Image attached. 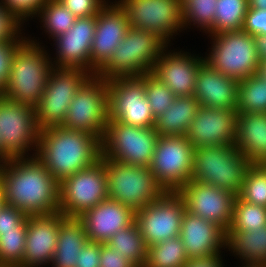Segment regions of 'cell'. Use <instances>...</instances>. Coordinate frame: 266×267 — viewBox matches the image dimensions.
I'll return each instance as SVG.
<instances>
[{"mask_svg":"<svg viewBox=\"0 0 266 267\" xmlns=\"http://www.w3.org/2000/svg\"><path fill=\"white\" fill-rule=\"evenodd\" d=\"M0 164L4 204L27 216L59 212L60 182L37 158H12ZM8 166V167H7Z\"/></svg>","mask_w":266,"mask_h":267,"instance_id":"6da1fadb","label":"cell"},{"mask_svg":"<svg viewBox=\"0 0 266 267\" xmlns=\"http://www.w3.org/2000/svg\"><path fill=\"white\" fill-rule=\"evenodd\" d=\"M36 151L35 156L61 182L100 160L102 145L101 139L91 133L57 126L40 131Z\"/></svg>","mask_w":266,"mask_h":267,"instance_id":"7a4b0ae2","label":"cell"},{"mask_svg":"<svg viewBox=\"0 0 266 267\" xmlns=\"http://www.w3.org/2000/svg\"><path fill=\"white\" fill-rule=\"evenodd\" d=\"M44 53L39 44L23 40L12 58L9 79L0 95L10 101L35 107L54 66Z\"/></svg>","mask_w":266,"mask_h":267,"instance_id":"3957f363","label":"cell"},{"mask_svg":"<svg viewBox=\"0 0 266 267\" xmlns=\"http://www.w3.org/2000/svg\"><path fill=\"white\" fill-rule=\"evenodd\" d=\"M250 166L235 145L201 146L194 149L190 181L225 189L237 196Z\"/></svg>","mask_w":266,"mask_h":267,"instance_id":"277c9868","label":"cell"},{"mask_svg":"<svg viewBox=\"0 0 266 267\" xmlns=\"http://www.w3.org/2000/svg\"><path fill=\"white\" fill-rule=\"evenodd\" d=\"M167 43L151 31L129 28L109 60L96 72L102 79L141 76L152 72Z\"/></svg>","mask_w":266,"mask_h":267,"instance_id":"5b68a950","label":"cell"},{"mask_svg":"<svg viewBox=\"0 0 266 267\" xmlns=\"http://www.w3.org/2000/svg\"><path fill=\"white\" fill-rule=\"evenodd\" d=\"M103 159L107 173L108 198L124 204L134 212L167 192L149 167Z\"/></svg>","mask_w":266,"mask_h":267,"instance_id":"8992f818","label":"cell"},{"mask_svg":"<svg viewBox=\"0 0 266 267\" xmlns=\"http://www.w3.org/2000/svg\"><path fill=\"white\" fill-rule=\"evenodd\" d=\"M158 137L154 126L136 127L108 120L101 140V157L133 166L149 167Z\"/></svg>","mask_w":266,"mask_h":267,"instance_id":"52a82bcc","label":"cell"},{"mask_svg":"<svg viewBox=\"0 0 266 267\" xmlns=\"http://www.w3.org/2000/svg\"><path fill=\"white\" fill-rule=\"evenodd\" d=\"M211 54L205 62L214 70L240 81L258 72L259 60L252 35L240 31L213 34Z\"/></svg>","mask_w":266,"mask_h":267,"instance_id":"ba28073f","label":"cell"},{"mask_svg":"<svg viewBox=\"0 0 266 267\" xmlns=\"http://www.w3.org/2000/svg\"><path fill=\"white\" fill-rule=\"evenodd\" d=\"M90 76L82 68H52L43 95L35 106L40 130L62 126L69 111L70 102Z\"/></svg>","mask_w":266,"mask_h":267,"instance_id":"9c48e42d","label":"cell"},{"mask_svg":"<svg viewBox=\"0 0 266 267\" xmlns=\"http://www.w3.org/2000/svg\"><path fill=\"white\" fill-rule=\"evenodd\" d=\"M107 198V173L101 157L60 182L59 212L68 218H78Z\"/></svg>","mask_w":266,"mask_h":267,"instance_id":"30bf717a","label":"cell"},{"mask_svg":"<svg viewBox=\"0 0 266 267\" xmlns=\"http://www.w3.org/2000/svg\"><path fill=\"white\" fill-rule=\"evenodd\" d=\"M107 89L106 79L91 75L70 102L62 127L85 131L102 140L108 123Z\"/></svg>","mask_w":266,"mask_h":267,"instance_id":"8fae6325","label":"cell"},{"mask_svg":"<svg viewBox=\"0 0 266 267\" xmlns=\"http://www.w3.org/2000/svg\"><path fill=\"white\" fill-rule=\"evenodd\" d=\"M108 120L136 127H152L155 118L146 97L143 75L107 79Z\"/></svg>","mask_w":266,"mask_h":267,"instance_id":"7c38bea8","label":"cell"},{"mask_svg":"<svg viewBox=\"0 0 266 267\" xmlns=\"http://www.w3.org/2000/svg\"><path fill=\"white\" fill-rule=\"evenodd\" d=\"M194 149L186 135H159L149 168L166 191L178 192L190 181Z\"/></svg>","mask_w":266,"mask_h":267,"instance_id":"4fadbf2b","label":"cell"},{"mask_svg":"<svg viewBox=\"0 0 266 267\" xmlns=\"http://www.w3.org/2000/svg\"><path fill=\"white\" fill-rule=\"evenodd\" d=\"M40 131L35 107L10 101L0 95L2 162L23 158L29 146L35 145L37 149Z\"/></svg>","mask_w":266,"mask_h":267,"instance_id":"5bb4252c","label":"cell"},{"mask_svg":"<svg viewBox=\"0 0 266 267\" xmlns=\"http://www.w3.org/2000/svg\"><path fill=\"white\" fill-rule=\"evenodd\" d=\"M186 204L178 192L167 191L162 197L135 212V222L146 246L179 237Z\"/></svg>","mask_w":266,"mask_h":267,"instance_id":"9a60e30c","label":"cell"},{"mask_svg":"<svg viewBox=\"0 0 266 267\" xmlns=\"http://www.w3.org/2000/svg\"><path fill=\"white\" fill-rule=\"evenodd\" d=\"M131 28L151 31L165 43L183 25L182 0H120ZM167 38V39H166Z\"/></svg>","mask_w":266,"mask_h":267,"instance_id":"2e32d148","label":"cell"},{"mask_svg":"<svg viewBox=\"0 0 266 267\" xmlns=\"http://www.w3.org/2000/svg\"><path fill=\"white\" fill-rule=\"evenodd\" d=\"M178 193L183 197L187 211L228 230L236 197L234 193L199 181H189Z\"/></svg>","mask_w":266,"mask_h":267,"instance_id":"e0dca14e","label":"cell"},{"mask_svg":"<svg viewBox=\"0 0 266 267\" xmlns=\"http://www.w3.org/2000/svg\"><path fill=\"white\" fill-rule=\"evenodd\" d=\"M237 110L200 106L190 123L187 139L194 148L201 146L234 145L236 141Z\"/></svg>","mask_w":266,"mask_h":267,"instance_id":"ac0fdd59","label":"cell"},{"mask_svg":"<svg viewBox=\"0 0 266 267\" xmlns=\"http://www.w3.org/2000/svg\"><path fill=\"white\" fill-rule=\"evenodd\" d=\"M130 28L126 10L115 3L104 5L97 14L94 38L91 46V74L109 60L113 51L120 45ZM94 72V73H93Z\"/></svg>","mask_w":266,"mask_h":267,"instance_id":"d6986e66","label":"cell"},{"mask_svg":"<svg viewBox=\"0 0 266 267\" xmlns=\"http://www.w3.org/2000/svg\"><path fill=\"white\" fill-rule=\"evenodd\" d=\"M65 218L60 212L27 217L24 255L18 267H38L52 261L59 226Z\"/></svg>","mask_w":266,"mask_h":267,"instance_id":"ffe728a7","label":"cell"},{"mask_svg":"<svg viewBox=\"0 0 266 267\" xmlns=\"http://www.w3.org/2000/svg\"><path fill=\"white\" fill-rule=\"evenodd\" d=\"M97 16L77 18L67 33L56 39L58 68H82L91 75L90 52ZM88 69V70H87Z\"/></svg>","mask_w":266,"mask_h":267,"instance_id":"44dd1931","label":"cell"},{"mask_svg":"<svg viewBox=\"0 0 266 267\" xmlns=\"http://www.w3.org/2000/svg\"><path fill=\"white\" fill-rule=\"evenodd\" d=\"M83 223L89 242L106 243L118 230L135 221V212L124 204L107 198L84 212Z\"/></svg>","mask_w":266,"mask_h":267,"instance_id":"7402d4cb","label":"cell"},{"mask_svg":"<svg viewBox=\"0 0 266 267\" xmlns=\"http://www.w3.org/2000/svg\"><path fill=\"white\" fill-rule=\"evenodd\" d=\"M179 237L189 259L220 254L219 249L226 246L227 239L223 228L187 210L184 211Z\"/></svg>","mask_w":266,"mask_h":267,"instance_id":"603a6c76","label":"cell"},{"mask_svg":"<svg viewBox=\"0 0 266 267\" xmlns=\"http://www.w3.org/2000/svg\"><path fill=\"white\" fill-rule=\"evenodd\" d=\"M160 53L151 74L177 96H193L198 69L205 59L191 57L187 54ZM164 55V56H163Z\"/></svg>","mask_w":266,"mask_h":267,"instance_id":"cb8c5ba5","label":"cell"},{"mask_svg":"<svg viewBox=\"0 0 266 267\" xmlns=\"http://www.w3.org/2000/svg\"><path fill=\"white\" fill-rule=\"evenodd\" d=\"M239 81L204 62L198 69L194 97L200 106L236 110Z\"/></svg>","mask_w":266,"mask_h":267,"instance_id":"d4e9b609","label":"cell"},{"mask_svg":"<svg viewBox=\"0 0 266 267\" xmlns=\"http://www.w3.org/2000/svg\"><path fill=\"white\" fill-rule=\"evenodd\" d=\"M234 145L251 164L266 163V113H238Z\"/></svg>","mask_w":266,"mask_h":267,"instance_id":"484cf974","label":"cell"},{"mask_svg":"<svg viewBox=\"0 0 266 267\" xmlns=\"http://www.w3.org/2000/svg\"><path fill=\"white\" fill-rule=\"evenodd\" d=\"M87 242L83 223L78 218L66 217L59 226L57 245L51 261L53 267H75L79 253Z\"/></svg>","mask_w":266,"mask_h":267,"instance_id":"4316f807","label":"cell"},{"mask_svg":"<svg viewBox=\"0 0 266 267\" xmlns=\"http://www.w3.org/2000/svg\"><path fill=\"white\" fill-rule=\"evenodd\" d=\"M199 107L194 96L176 97L169 108L155 118L154 128L160 136L186 135Z\"/></svg>","mask_w":266,"mask_h":267,"instance_id":"83f0119b","label":"cell"},{"mask_svg":"<svg viewBox=\"0 0 266 267\" xmlns=\"http://www.w3.org/2000/svg\"><path fill=\"white\" fill-rule=\"evenodd\" d=\"M226 237V246L247 265H266V226L253 231L227 230Z\"/></svg>","mask_w":266,"mask_h":267,"instance_id":"f1b7e54d","label":"cell"},{"mask_svg":"<svg viewBox=\"0 0 266 267\" xmlns=\"http://www.w3.org/2000/svg\"><path fill=\"white\" fill-rule=\"evenodd\" d=\"M106 244L121 253L136 267H144L147 257V246L137 223L118 230Z\"/></svg>","mask_w":266,"mask_h":267,"instance_id":"f546056e","label":"cell"},{"mask_svg":"<svg viewBox=\"0 0 266 267\" xmlns=\"http://www.w3.org/2000/svg\"><path fill=\"white\" fill-rule=\"evenodd\" d=\"M188 259L181 238L175 237L148 246L144 267H184Z\"/></svg>","mask_w":266,"mask_h":267,"instance_id":"4dcf8cb0","label":"cell"},{"mask_svg":"<svg viewBox=\"0 0 266 267\" xmlns=\"http://www.w3.org/2000/svg\"><path fill=\"white\" fill-rule=\"evenodd\" d=\"M236 110L266 113V79L256 73L239 81Z\"/></svg>","mask_w":266,"mask_h":267,"instance_id":"1f68e13d","label":"cell"},{"mask_svg":"<svg viewBox=\"0 0 266 267\" xmlns=\"http://www.w3.org/2000/svg\"><path fill=\"white\" fill-rule=\"evenodd\" d=\"M248 8V0H218L213 29L209 33L242 30Z\"/></svg>","mask_w":266,"mask_h":267,"instance_id":"d6a6232c","label":"cell"},{"mask_svg":"<svg viewBox=\"0 0 266 267\" xmlns=\"http://www.w3.org/2000/svg\"><path fill=\"white\" fill-rule=\"evenodd\" d=\"M264 226H266V207L248 203L236 196L228 230L253 231Z\"/></svg>","mask_w":266,"mask_h":267,"instance_id":"836d02e7","label":"cell"},{"mask_svg":"<svg viewBox=\"0 0 266 267\" xmlns=\"http://www.w3.org/2000/svg\"><path fill=\"white\" fill-rule=\"evenodd\" d=\"M39 14H41L40 18H43L42 22H44L46 32H49L53 39L67 33L77 19L58 0H47L41 6Z\"/></svg>","mask_w":266,"mask_h":267,"instance_id":"e575fe53","label":"cell"},{"mask_svg":"<svg viewBox=\"0 0 266 267\" xmlns=\"http://www.w3.org/2000/svg\"><path fill=\"white\" fill-rule=\"evenodd\" d=\"M26 222L17 230L0 232V267H18L24 255Z\"/></svg>","mask_w":266,"mask_h":267,"instance_id":"d590c367","label":"cell"},{"mask_svg":"<svg viewBox=\"0 0 266 267\" xmlns=\"http://www.w3.org/2000/svg\"><path fill=\"white\" fill-rule=\"evenodd\" d=\"M237 196L248 203L266 207V167L263 164H251Z\"/></svg>","mask_w":266,"mask_h":267,"instance_id":"8d00e7d4","label":"cell"},{"mask_svg":"<svg viewBox=\"0 0 266 267\" xmlns=\"http://www.w3.org/2000/svg\"><path fill=\"white\" fill-rule=\"evenodd\" d=\"M218 0H182L183 25L194 22L210 32L213 29Z\"/></svg>","mask_w":266,"mask_h":267,"instance_id":"74e56055","label":"cell"},{"mask_svg":"<svg viewBox=\"0 0 266 267\" xmlns=\"http://www.w3.org/2000/svg\"><path fill=\"white\" fill-rule=\"evenodd\" d=\"M143 82L151 112L156 118L169 108L177 96L151 73L143 75Z\"/></svg>","mask_w":266,"mask_h":267,"instance_id":"f35d334b","label":"cell"},{"mask_svg":"<svg viewBox=\"0 0 266 267\" xmlns=\"http://www.w3.org/2000/svg\"><path fill=\"white\" fill-rule=\"evenodd\" d=\"M17 38L0 42V94L3 92L9 79L12 58L18 45L23 41V38L22 40Z\"/></svg>","mask_w":266,"mask_h":267,"instance_id":"ab89813d","label":"cell"},{"mask_svg":"<svg viewBox=\"0 0 266 267\" xmlns=\"http://www.w3.org/2000/svg\"><path fill=\"white\" fill-rule=\"evenodd\" d=\"M76 18L97 16L105 0H58Z\"/></svg>","mask_w":266,"mask_h":267,"instance_id":"60d3db41","label":"cell"},{"mask_svg":"<svg viewBox=\"0 0 266 267\" xmlns=\"http://www.w3.org/2000/svg\"><path fill=\"white\" fill-rule=\"evenodd\" d=\"M47 0H3L6 7L20 22L30 15L37 14Z\"/></svg>","mask_w":266,"mask_h":267,"instance_id":"b9f144b4","label":"cell"},{"mask_svg":"<svg viewBox=\"0 0 266 267\" xmlns=\"http://www.w3.org/2000/svg\"><path fill=\"white\" fill-rule=\"evenodd\" d=\"M27 217L23 211L3 204L0 208V232L17 231Z\"/></svg>","mask_w":266,"mask_h":267,"instance_id":"7bdbcfd3","label":"cell"},{"mask_svg":"<svg viewBox=\"0 0 266 267\" xmlns=\"http://www.w3.org/2000/svg\"><path fill=\"white\" fill-rule=\"evenodd\" d=\"M242 30L252 36L266 34V10L248 8Z\"/></svg>","mask_w":266,"mask_h":267,"instance_id":"ee69618b","label":"cell"},{"mask_svg":"<svg viewBox=\"0 0 266 267\" xmlns=\"http://www.w3.org/2000/svg\"><path fill=\"white\" fill-rule=\"evenodd\" d=\"M20 21L3 5H0V42L14 40L20 29Z\"/></svg>","mask_w":266,"mask_h":267,"instance_id":"f6af8a7d","label":"cell"},{"mask_svg":"<svg viewBox=\"0 0 266 267\" xmlns=\"http://www.w3.org/2000/svg\"><path fill=\"white\" fill-rule=\"evenodd\" d=\"M99 267H136L132 262L126 259L121 253L110 248L106 243L100 248V266Z\"/></svg>","mask_w":266,"mask_h":267,"instance_id":"bcb514c9","label":"cell"},{"mask_svg":"<svg viewBox=\"0 0 266 267\" xmlns=\"http://www.w3.org/2000/svg\"><path fill=\"white\" fill-rule=\"evenodd\" d=\"M103 243L87 242L79 253L75 267H99L100 248Z\"/></svg>","mask_w":266,"mask_h":267,"instance_id":"7dc6e473","label":"cell"},{"mask_svg":"<svg viewBox=\"0 0 266 267\" xmlns=\"http://www.w3.org/2000/svg\"><path fill=\"white\" fill-rule=\"evenodd\" d=\"M220 255L215 254L210 257H199L188 259L184 267H223Z\"/></svg>","mask_w":266,"mask_h":267,"instance_id":"c3c4849f","label":"cell"},{"mask_svg":"<svg viewBox=\"0 0 266 267\" xmlns=\"http://www.w3.org/2000/svg\"><path fill=\"white\" fill-rule=\"evenodd\" d=\"M259 61L266 60V34L253 36Z\"/></svg>","mask_w":266,"mask_h":267,"instance_id":"681fc988","label":"cell"},{"mask_svg":"<svg viewBox=\"0 0 266 267\" xmlns=\"http://www.w3.org/2000/svg\"><path fill=\"white\" fill-rule=\"evenodd\" d=\"M249 8L266 10V0H248Z\"/></svg>","mask_w":266,"mask_h":267,"instance_id":"f907efd6","label":"cell"},{"mask_svg":"<svg viewBox=\"0 0 266 267\" xmlns=\"http://www.w3.org/2000/svg\"><path fill=\"white\" fill-rule=\"evenodd\" d=\"M257 74L261 78L266 79V60L259 61Z\"/></svg>","mask_w":266,"mask_h":267,"instance_id":"816d5d0a","label":"cell"},{"mask_svg":"<svg viewBox=\"0 0 266 267\" xmlns=\"http://www.w3.org/2000/svg\"><path fill=\"white\" fill-rule=\"evenodd\" d=\"M4 204V198H3V190H2V185L0 182V208Z\"/></svg>","mask_w":266,"mask_h":267,"instance_id":"f5cc1de1","label":"cell"},{"mask_svg":"<svg viewBox=\"0 0 266 267\" xmlns=\"http://www.w3.org/2000/svg\"><path fill=\"white\" fill-rule=\"evenodd\" d=\"M244 267H266V265H247Z\"/></svg>","mask_w":266,"mask_h":267,"instance_id":"db71d44e","label":"cell"},{"mask_svg":"<svg viewBox=\"0 0 266 267\" xmlns=\"http://www.w3.org/2000/svg\"><path fill=\"white\" fill-rule=\"evenodd\" d=\"M2 161V144H1V141H0V163Z\"/></svg>","mask_w":266,"mask_h":267,"instance_id":"11a10c76","label":"cell"}]
</instances>
